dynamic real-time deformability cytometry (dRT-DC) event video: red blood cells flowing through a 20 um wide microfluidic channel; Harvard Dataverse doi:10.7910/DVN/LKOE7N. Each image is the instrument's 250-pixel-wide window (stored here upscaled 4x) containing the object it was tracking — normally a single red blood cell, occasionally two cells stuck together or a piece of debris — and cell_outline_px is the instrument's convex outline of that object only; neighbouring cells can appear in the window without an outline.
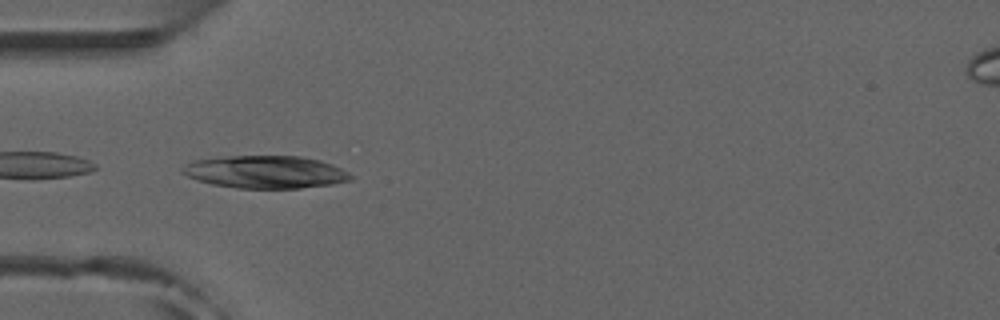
{"species": "common noctule bat (a hibernating species)", "species_latin": "Nyctalus noctula", "temperature_condition": "room temperature", "stored_images_in_passage": 22, "camera_frame_rate_fps": 3000, "um_per_image_px": 0.085, "animal": {"sex": "male", "forearm_length_mm": 52.5}, "frame": {"image": 1, "passage_image": 7, "time_ms": 2.0, "image_size_px": [1000, 320], "cell_outline_px": [[352, 180], [332, 184], [300, 188], [236, 188], [212, 184], [196, 180], [180, 172], [180, 168], [184, 164], [192, 160], [232, 156], [300, 156], [320, 160], [332, 164], [348, 172], [352, 176]], "centroid_in_image_um": [22.53, 14.62], "position_along_channel_um": 62.5, "area_um2": 32.08}}
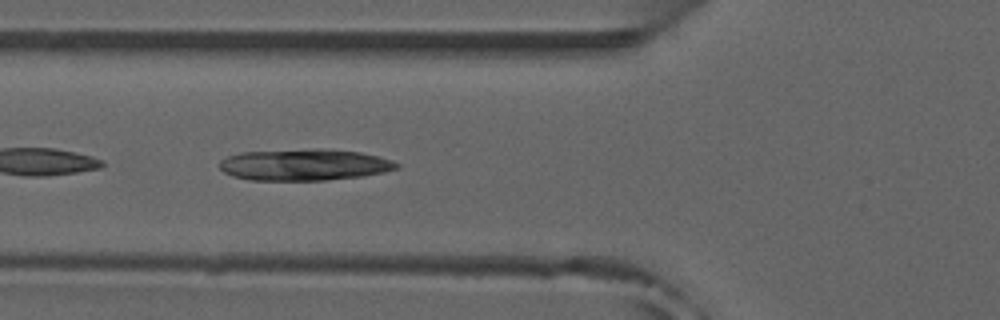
{"frame": {"image": 2, "passage_image": 10, "time_ms": 3.0, "image_size_px": [1000, 320], "cell_outline_px": [[400, 168], [384, 172], [360, 176], [324, 180], [248, 180], [232, 176], [224, 172], [220, 168], [220, 160], [228, 156], [240, 152], [316, 148], [320, 148], [360, 152], [392, 160], [400, 164]], "centroid_in_image_um": [25.86, 14.0], "position_along_channel_um": 99.9, "area_um2": 32.6}}